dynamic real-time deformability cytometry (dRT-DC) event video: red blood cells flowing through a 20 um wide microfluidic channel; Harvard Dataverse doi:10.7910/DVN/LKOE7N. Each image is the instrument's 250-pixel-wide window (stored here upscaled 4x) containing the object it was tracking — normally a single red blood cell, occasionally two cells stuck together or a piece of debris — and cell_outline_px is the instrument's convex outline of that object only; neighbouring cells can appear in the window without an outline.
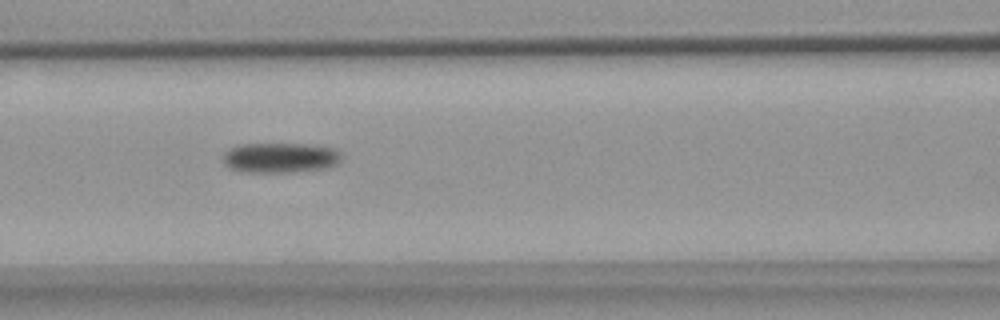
{"species": "common noctule bat (a hibernating species)", "species_latin": "Nyctalus noctula", "temperature_condition": "warm", "stored_images_in_passage": 8, "segment_of_instrument_passage": [1, 2], "camera_frame_rate_fps": 3000, "um_per_image_px": 0.085, "animal": {"sex": "female", "body_mass_g": 18.4}, "frame": {"image": 1, "passage_image": 5, "time_ms": 4.667, "image_size_px": [1000, 320], "cell_outline_px": [[340, 160], [336, 164], [328, 168], [296, 172], [240, 172], [228, 168], [224, 164], [224, 152], [228, 148], [240, 144], [308, 144], [336, 148], [340, 152]], "centroid_in_image_um": [23.8, 13.41], "position_along_channel_um": 142.8, "area_um2": 21.1}}
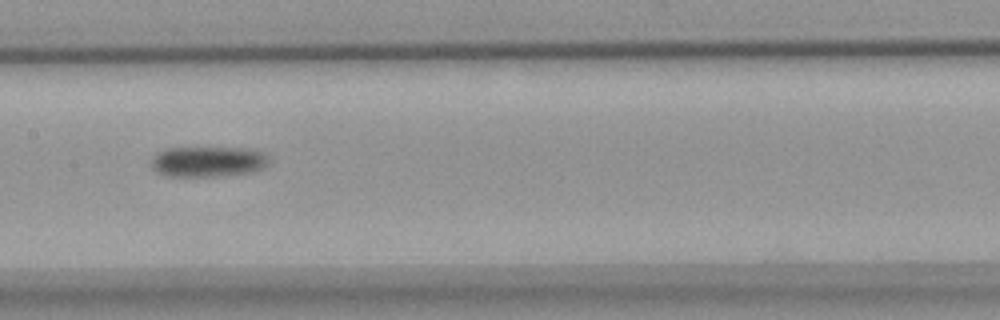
{"frame": {"image": 2, "passage_image": 6, "time_ms": 6.0, "image_size_px": [1000, 320], "cell_outline_px": [[268, 164], [264, 168], [252, 172], [216, 176], [168, 176], [156, 172], [152, 168], [152, 156], [156, 152], [164, 148], [248, 148], [260, 152], [268, 156]], "centroid_in_image_um": [17.65, 13.73], "position_along_channel_um": 189.8, "area_um2": 20.98}}
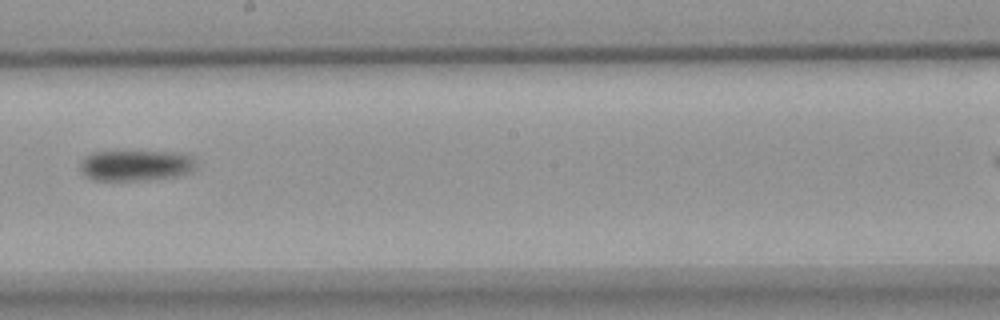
{"frame": {"image": 3, "passage_image": 7, "time_ms": 7.333, "image_size_px": [1000, 320], "cell_outline_px": [[196, 168], [192, 172], [176, 176], [136, 180], [92, 180], [84, 176], [80, 168], [80, 164], [92, 152], [180, 152], [192, 156], [196, 164]], "centroid_in_image_um": [11.57, 14.06], "position_along_channel_um": 236.6, "area_um2": 20.63}}